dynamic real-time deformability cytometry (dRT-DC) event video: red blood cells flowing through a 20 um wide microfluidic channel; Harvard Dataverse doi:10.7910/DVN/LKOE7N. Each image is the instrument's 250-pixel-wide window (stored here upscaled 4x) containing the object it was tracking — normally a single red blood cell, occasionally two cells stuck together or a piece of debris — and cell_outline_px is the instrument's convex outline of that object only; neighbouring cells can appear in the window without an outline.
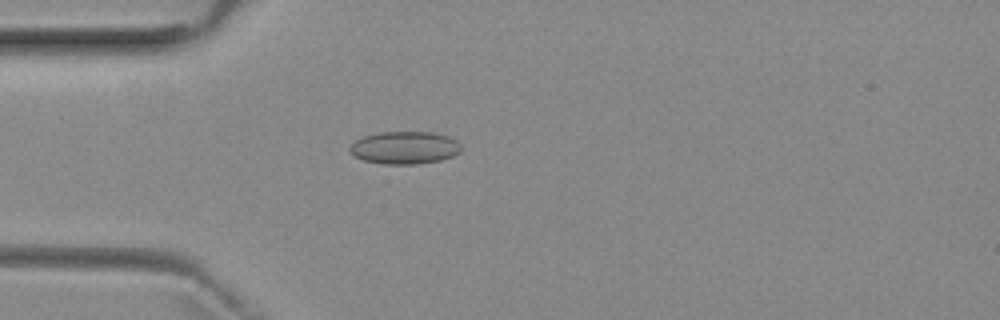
{"species": "common noctule bat (a hibernating species)", "species_latin": "Nyctalus noctula", "temperature_condition": "room temperature", "stored_images_in_passage": 28, "camera_frame_rate_fps": 3000, "um_per_image_px": 0.085, "animal": {"sex": "female", "body_mass_g": 29.2, "forearm_length_mm": 56.3}, "frame": {"image": 1, "passage_image": 14, "time_ms": 4.333, "image_size_px": [1000, 320], "cell_outline_px": [[460, 152], [452, 156], [440, 160], [416, 164], [384, 164], [364, 160], [356, 156], [348, 148], [356, 140], [364, 136], [380, 132], [432, 132], [448, 136], [456, 140], [460, 144]], "centroid_in_image_um": [34.41, 12.55], "position_along_channel_um": 50.6, "area_um2": 20.98}}
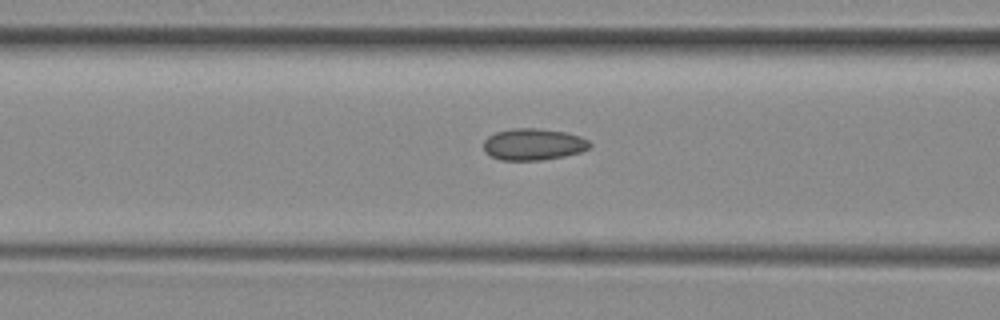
{"frame": {"image": 2, "passage_image": 20, "time_ms": 6.333, "image_size_px": [1000, 320], "cell_outline_px": [[592, 144], [588, 148], [580, 152], [564, 156], [544, 160], [500, 160], [484, 152], [484, 140], [488, 136], [496, 132], [512, 128], [536, 128], [564, 132], [580, 136], [588, 140]], "centroid_in_image_um": [45.32, 12.27], "position_along_channel_um": 121.3, "area_um2": 19.59}}
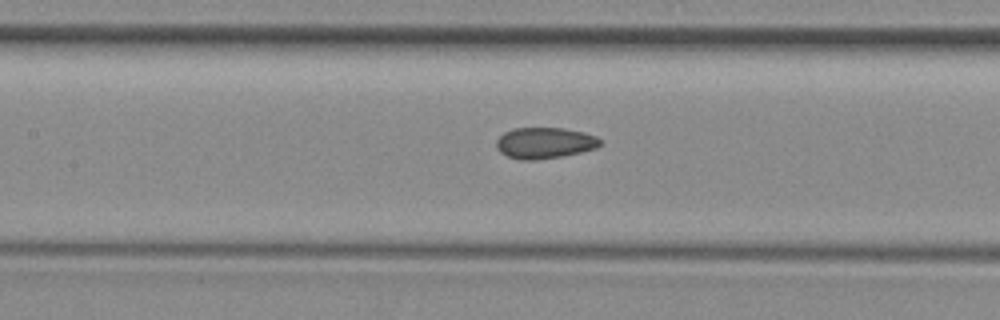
{"frame": {"image": 3, "passage_image": 23, "time_ms": 7.333, "image_size_px": [1000, 320], "cell_outline_px": [[604, 140], [596, 148], [580, 152], [560, 156], [536, 160], [520, 160], [508, 156], [500, 152], [496, 144], [496, 140], [504, 132], [512, 128], [564, 128], [584, 132], [596, 136]], "centroid_in_image_um": [46.3, 12.14], "position_along_channel_um": 161.1, "area_um2": 18.84}}